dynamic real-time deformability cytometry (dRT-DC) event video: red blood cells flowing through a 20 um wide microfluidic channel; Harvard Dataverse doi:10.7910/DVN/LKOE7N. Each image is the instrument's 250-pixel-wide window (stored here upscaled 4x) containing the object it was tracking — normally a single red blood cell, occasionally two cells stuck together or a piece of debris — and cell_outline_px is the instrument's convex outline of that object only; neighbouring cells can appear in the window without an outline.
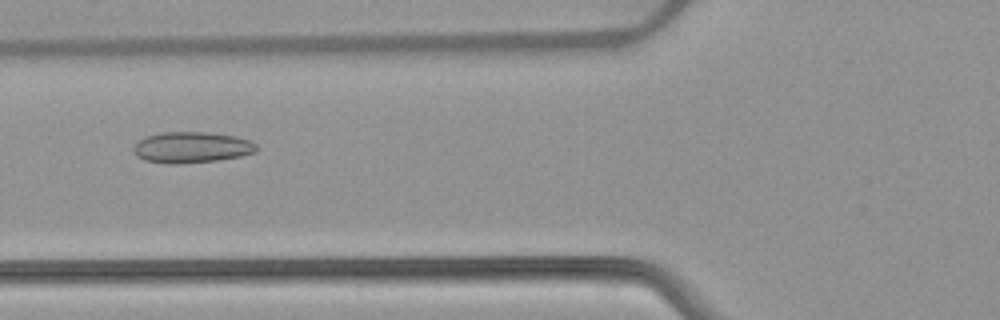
{"species": "common noctule bat (a hibernating species)", "species_latin": "Nyctalus noctula", "temperature_condition": "warm", "stored_images_in_passage": 53, "camera_frame_rate_fps": 3000, "um_per_image_px": 0.085, "animal": {"sex": "female", "body_mass_g": 22.7, "forearm_length_mm": 54.2}, "frame": {"image": 1, "passage_image": 21, "time_ms": 6.667, "image_size_px": [1000, 320], "cell_outline_px": [[260, 148], [256, 152], [240, 156], [216, 160], [180, 164], [172, 164], [144, 160], [136, 156], [132, 148], [144, 136], [160, 132], [204, 132], [236, 136], [248, 140], [256, 144]], "centroid_in_image_um": [16.28, 12.52], "position_along_channel_um": 109.5, "area_um2": 22.31}}
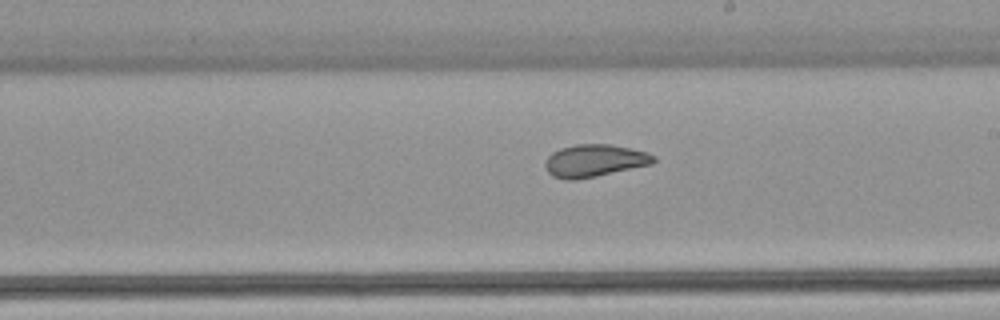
{"frame": {"image": 2, "passage_image": 31, "time_ms": 10.0, "image_size_px": [1000, 320], "cell_outline_px": [[656, 160], [652, 164], [596, 176], [576, 180], [568, 180], [552, 176], [548, 172], [544, 164], [548, 156], [552, 152], [560, 148], [576, 144], [612, 144], [648, 152], [656, 156]], "centroid_in_image_um": [50.54, 13.65], "position_along_channel_um": 238.5, "area_um2": 20.58}}
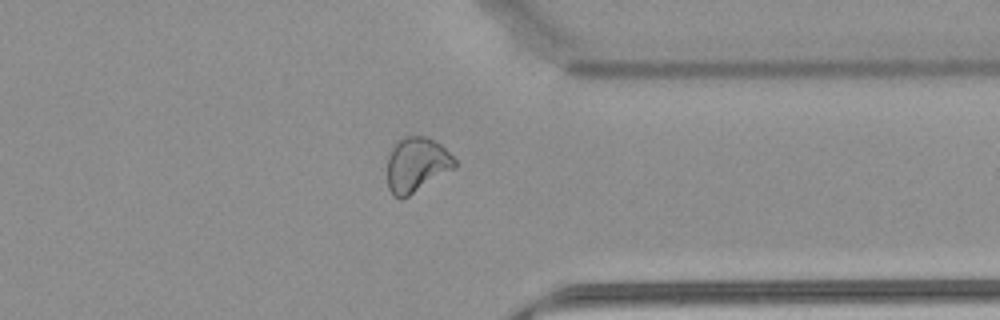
{"frame": {"image": 3, "passage_image": 42, "time_ms": 13.667, "image_size_px": [1000, 320], "cell_outline_px": [[456, 164], [452, 168], [408, 196], [400, 200], [392, 196], [388, 188], [388, 156], [392, 148], [400, 140], [408, 136], [428, 136], [440, 144], [456, 160]], "centroid_in_image_um": [35.37, 14.0], "position_along_channel_um": 376.0, "area_um2": 21.04}, "authors_computed_cell_mechanics": {"area_um2": 23.9292, "velocity_mm_per_s": 3.8745, "shape_relaxation_time_tau1_ms": null, "shape_relaxation_time_tau2_ms": 1.4799, "deformation_change_tau1": null, "deformation_change_tau2": 0.0632}}